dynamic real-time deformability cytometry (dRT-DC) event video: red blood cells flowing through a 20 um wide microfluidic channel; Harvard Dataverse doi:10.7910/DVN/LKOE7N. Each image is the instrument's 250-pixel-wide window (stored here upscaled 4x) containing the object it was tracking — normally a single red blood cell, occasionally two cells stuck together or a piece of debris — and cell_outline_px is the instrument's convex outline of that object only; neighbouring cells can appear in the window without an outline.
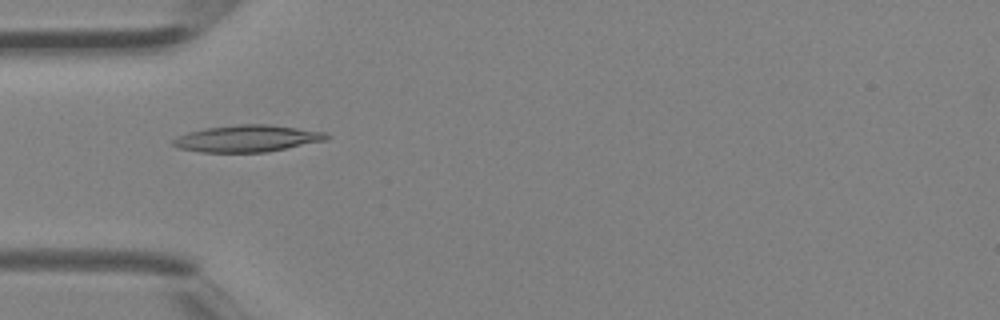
{"species": "Egyptian fruit bat (a non-hibernating species)", "species_latin": "Rousettus aegyptiacus", "temperature_condition": "room temperature", "stored_images_in_passage": 2, "camera_frame_rate_fps": 3000, "um_per_image_px": 0.085, "animal": {"sex": "female"}, "frame": {"image": 1, "passage_image": 2, "time_ms": 0.333, "image_size_px": [1000, 320], "cell_outline_px": [[332, 136], [328, 140], [268, 152], [200, 152], [176, 148], [172, 144], [172, 140], [176, 136], [188, 132], [204, 128], [240, 124], [268, 124], [324, 132]], "centroid_in_image_um": [21.0, 11.78], "position_along_channel_um": 64.0, "area_um2": 24.16}}